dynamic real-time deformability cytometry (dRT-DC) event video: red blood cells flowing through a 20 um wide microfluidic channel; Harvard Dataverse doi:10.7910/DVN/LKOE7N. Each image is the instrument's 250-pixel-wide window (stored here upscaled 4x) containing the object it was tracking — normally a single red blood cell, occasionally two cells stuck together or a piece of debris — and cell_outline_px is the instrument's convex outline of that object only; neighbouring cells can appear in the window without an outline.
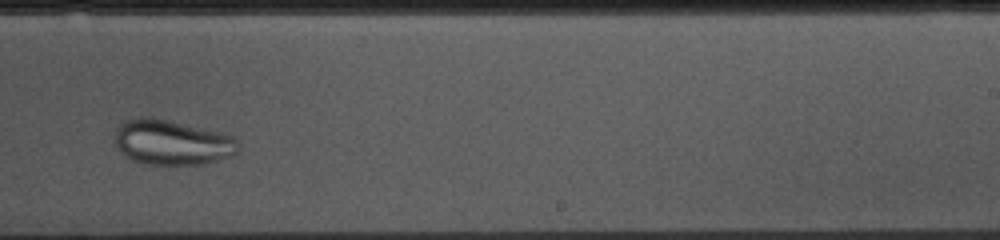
{"species": "common noctule bat (a hibernating species)", "species_latin": "Nyctalus noctula", "temperature_condition": "cold", "stored_images_in_passage": 36, "camera_frame_rate_fps": 3000, "um_per_image_px": 0.085, "animal": {"sex": "female", "body_mass_g": 10.0, "forearm_length_mm": 53.1}, "frame": {"image": 1, "passage_image": 26, "time_ms": 8.333, "image_size_px": [1000, 240], "cell_outline_px": [[236, 152], [228, 156], [216, 160], [200, 164], [148, 164], [132, 160], [120, 152], [116, 144], [116, 128], [124, 120], [140, 116], [148, 116], [168, 120], [220, 132], [232, 136], [236, 140]], "centroid_in_image_um": [14.55, 12.08], "position_along_channel_um": 274.5, "area_um2": 31.96}}